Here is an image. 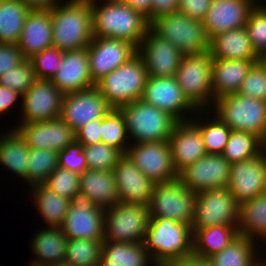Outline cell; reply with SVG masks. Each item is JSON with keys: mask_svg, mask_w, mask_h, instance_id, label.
<instances>
[{"mask_svg": "<svg viewBox=\"0 0 266 266\" xmlns=\"http://www.w3.org/2000/svg\"><path fill=\"white\" fill-rule=\"evenodd\" d=\"M93 37L112 38L133 44L137 49L150 23L124 1H106L102 6L90 0ZM100 6V7H99Z\"/></svg>", "mask_w": 266, "mask_h": 266, "instance_id": "cell-1", "label": "cell"}, {"mask_svg": "<svg viewBox=\"0 0 266 266\" xmlns=\"http://www.w3.org/2000/svg\"><path fill=\"white\" fill-rule=\"evenodd\" d=\"M52 47L66 52L88 47L93 39L90 0H71L51 9Z\"/></svg>", "mask_w": 266, "mask_h": 266, "instance_id": "cell-2", "label": "cell"}, {"mask_svg": "<svg viewBox=\"0 0 266 266\" xmlns=\"http://www.w3.org/2000/svg\"><path fill=\"white\" fill-rule=\"evenodd\" d=\"M193 232L185 223L167 218L150 219L144 244L154 265L193 255Z\"/></svg>", "mask_w": 266, "mask_h": 266, "instance_id": "cell-3", "label": "cell"}, {"mask_svg": "<svg viewBox=\"0 0 266 266\" xmlns=\"http://www.w3.org/2000/svg\"><path fill=\"white\" fill-rule=\"evenodd\" d=\"M147 77L145 63L137 53L128 62L103 77L95 86L112 108L119 109L141 99Z\"/></svg>", "mask_w": 266, "mask_h": 266, "instance_id": "cell-4", "label": "cell"}, {"mask_svg": "<svg viewBox=\"0 0 266 266\" xmlns=\"http://www.w3.org/2000/svg\"><path fill=\"white\" fill-rule=\"evenodd\" d=\"M124 116L128 136L134 143L168 140L179 122L170 113L144 102L142 99L119 108Z\"/></svg>", "mask_w": 266, "mask_h": 266, "instance_id": "cell-5", "label": "cell"}, {"mask_svg": "<svg viewBox=\"0 0 266 266\" xmlns=\"http://www.w3.org/2000/svg\"><path fill=\"white\" fill-rule=\"evenodd\" d=\"M216 114L231 130L249 132L266 144V101L228 94L214 100Z\"/></svg>", "mask_w": 266, "mask_h": 266, "instance_id": "cell-6", "label": "cell"}, {"mask_svg": "<svg viewBox=\"0 0 266 266\" xmlns=\"http://www.w3.org/2000/svg\"><path fill=\"white\" fill-rule=\"evenodd\" d=\"M160 37L177 47L183 55L199 54L209 50V38L203 21L175 12L165 14L150 23Z\"/></svg>", "mask_w": 266, "mask_h": 266, "instance_id": "cell-7", "label": "cell"}, {"mask_svg": "<svg viewBox=\"0 0 266 266\" xmlns=\"http://www.w3.org/2000/svg\"><path fill=\"white\" fill-rule=\"evenodd\" d=\"M195 201L196 193L189 190L178 178L155 183L148 204L150 219L167 218L191 227Z\"/></svg>", "mask_w": 266, "mask_h": 266, "instance_id": "cell-8", "label": "cell"}, {"mask_svg": "<svg viewBox=\"0 0 266 266\" xmlns=\"http://www.w3.org/2000/svg\"><path fill=\"white\" fill-rule=\"evenodd\" d=\"M149 220L147 205L117 202L105 209L103 241L144 242Z\"/></svg>", "mask_w": 266, "mask_h": 266, "instance_id": "cell-9", "label": "cell"}, {"mask_svg": "<svg viewBox=\"0 0 266 266\" xmlns=\"http://www.w3.org/2000/svg\"><path fill=\"white\" fill-rule=\"evenodd\" d=\"M212 61L208 51L183 55L175 75L184 95L198 110L214 103Z\"/></svg>", "mask_w": 266, "mask_h": 266, "instance_id": "cell-10", "label": "cell"}, {"mask_svg": "<svg viewBox=\"0 0 266 266\" xmlns=\"http://www.w3.org/2000/svg\"><path fill=\"white\" fill-rule=\"evenodd\" d=\"M239 204L229 188L196 193L192 232L215 225H238Z\"/></svg>", "mask_w": 266, "mask_h": 266, "instance_id": "cell-11", "label": "cell"}, {"mask_svg": "<svg viewBox=\"0 0 266 266\" xmlns=\"http://www.w3.org/2000/svg\"><path fill=\"white\" fill-rule=\"evenodd\" d=\"M104 217L105 209L79 191L72 197L60 228L67 239L104 240Z\"/></svg>", "mask_w": 266, "mask_h": 266, "instance_id": "cell-12", "label": "cell"}, {"mask_svg": "<svg viewBox=\"0 0 266 266\" xmlns=\"http://www.w3.org/2000/svg\"><path fill=\"white\" fill-rule=\"evenodd\" d=\"M130 145L125 155L154 183L169 182L178 178L168 140Z\"/></svg>", "mask_w": 266, "mask_h": 266, "instance_id": "cell-13", "label": "cell"}, {"mask_svg": "<svg viewBox=\"0 0 266 266\" xmlns=\"http://www.w3.org/2000/svg\"><path fill=\"white\" fill-rule=\"evenodd\" d=\"M113 108L96 86L64 94L60 118L75 132L89 122L102 119Z\"/></svg>", "mask_w": 266, "mask_h": 266, "instance_id": "cell-14", "label": "cell"}, {"mask_svg": "<svg viewBox=\"0 0 266 266\" xmlns=\"http://www.w3.org/2000/svg\"><path fill=\"white\" fill-rule=\"evenodd\" d=\"M227 187L239 205L264 194L266 190V148L253 158L231 164Z\"/></svg>", "mask_w": 266, "mask_h": 266, "instance_id": "cell-15", "label": "cell"}, {"mask_svg": "<svg viewBox=\"0 0 266 266\" xmlns=\"http://www.w3.org/2000/svg\"><path fill=\"white\" fill-rule=\"evenodd\" d=\"M230 167L222 154H206L181 170L178 179L194 193L223 188L228 184Z\"/></svg>", "mask_w": 266, "mask_h": 266, "instance_id": "cell-16", "label": "cell"}, {"mask_svg": "<svg viewBox=\"0 0 266 266\" xmlns=\"http://www.w3.org/2000/svg\"><path fill=\"white\" fill-rule=\"evenodd\" d=\"M87 52L90 75L96 84L114 69L128 62L138 53V49L123 40L93 37Z\"/></svg>", "mask_w": 266, "mask_h": 266, "instance_id": "cell-17", "label": "cell"}, {"mask_svg": "<svg viewBox=\"0 0 266 266\" xmlns=\"http://www.w3.org/2000/svg\"><path fill=\"white\" fill-rule=\"evenodd\" d=\"M63 97L51 80L37 79L21 96V124L60 118Z\"/></svg>", "mask_w": 266, "mask_h": 266, "instance_id": "cell-18", "label": "cell"}, {"mask_svg": "<svg viewBox=\"0 0 266 266\" xmlns=\"http://www.w3.org/2000/svg\"><path fill=\"white\" fill-rule=\"evenodd\" d=\"M141 99L160 110L170 113L178 121H186L184 111H200L184 95L175 76H148Z\"/></svg>", "mask_w": 266, "mask_h": 266, "instance_id": "cell-19", "label": "cell"}, {"mask_svg": "<svg viewBox=\"0 0 266 266\" xmlns=\"http://www.w3.org/2000/svg\"><path fill=\"white\" fill-rule=\"evenodd\" d=\"M148 76L174 77L180 65L183 54L169 41L148 29L138 47Z\"/></svg>", "mask_w": 266, "mask_h": 266, "instance_id": "cell-20", "label": "cell"}, {"mask_svg": "<svg viewBox=\"0 0 266 266\" xmlns=\"http://www.w3.org/2000/svg\"><path fill=\"white\" fill-rule=\"evenodd\" d=\"M15 130L32 149L60 152L76 141L75 131L61 118L23 123Z\"/></svg>", "mask_w": 266, "mask_h": 266, "instance_id": "cell-21", "label": "cell"}, {"mask_svg": "<svg viewBox=\"0 0 266 266\" xmlns=\"http://www.w3.org/2000/svg\"><path fill=\"white\" fill-rule=\"evenodd\" d=\"M255 5L253 0H213L203 20L208 38L245 27Z\"/></svg>", "mask_w": 266, "mask_h": 266, "instance_id": "cell-22", "label": "cell"}, {"mask_svg": "<svg viewBox=\"0 0 266 266\" xmlns=\"http://www.w3.org/2000/svg\"><path fill=\"white\" fill-rule=\"evenodd\" d=\"M119 202L147 205L155 183L123 155L113 168Z\"/></svg>", "mask_w": 266, "mask_h": 266, "instance_id": "cell-23", "label": "cell"}, {"mask_svg": "<svg viewBox=\"0 0 266 266\" xmlns=\"http://www.w3.org/2000/svg\"><path fill=\"white\" fill-rule=\"evenodd\" d=\"M189 121H179L168 139L177 173L207 154L200 129Z\"/></svg>", "mask_w": 266, "mask_h": 266, "instance_id": "cell-24", "label": "cell"}, {"mask_svg": "<svg viewBox=\"0 0 266 266\" xmlns=\"http://www.w3.org/2000/svg\"><path fill=\"white\" fill-rule=\"evenodd\" d=\"M51 81L63 94L95 86L90 75L87 47L64 52L62 65Z\"/></svg>", "mask_w": 266, "mask_h": 266, "instance_id": "cell-25", "label": "cell"}, {"mask_svg": "<svg viewBox=\"0 0 266 266\" xmlns=\"http://www.w3.org/2000/svg\"><path fill=\"white\" fill-rule=\"evenodd\" d=\"M16 45L27 60L52 47L51 10H31Z\"/></svg>", "mask_w": 266, "mask_h": 266, "instance_id": "cell-26", "label": "cell"}, {"mask_svg": "<svg viewBox=\"0 0 266 266\" xmlns=\"http://www.w3.org/2000/svg\"><path fill=\"white\" fill-rule=\"evenodd\" d=\"M257 60L213 59L212 61V92L213 99L239 91L242 81L246 78Z\"/></svg>", "mask_w": 266, "mask_h": 266, "instance_id": "cell-27", "label": "cell"}, {"mask_svg": "<svg viewBox=\"0 0 266 266\" xmlns=\"http://www.w3.org/2000/svg\"><path fill=\"white\" fill-rule=\"evenodd\" d=\"M208 52L212 59H258L245 27L212 37L209 40Z\"/></svg>", "mask_w": 266, "mask_h": 266, "instance_id": "cell-28", "label": "cell"}, {"mask_svg": "<svg viewBox=\"0 0 266 266\" xmlns=\"http://www.w3.org/2000/svg\"><path fill=\"white\" fill-rule=\"evenodd\" d=\"M80 191L85 193L96 206L103 209L119 202L115 177L110 170L83 171L80 174Z\"/></svg>", "mask_w": 266, "mask_h": 266, "instance_id": "cell-29", "label": "cell"}, {"mask_svg": "<svg viewBox=\"0 0 266 266\" xmlns=\"http://www.w3.org/2000/svg\"><path fill=\"white\" fill-rule=\"evenodd\" d=\"M238 225H215L193 231V255L208 260L238 236Z\"/></svg>", "mask_w": 266, "mask_h": 266, "instance_id": "cell-30", "label": "cell"}, {"mask_svg": "<svg viewBox=\"0 0 266 266\" xmlns=\"http://www.w3.org/2000/svg\"><path fill=\"white\" fill-rule=\"evenodd\" d=\"M67 238L60 227H48L36 233L32 250L36 258L32 264L50 266L65 261Z\"/></svg>", "mask_w": 266, "mask_h": 266, "instance_id": "cell-31", "label": "cell"}, {"mask_svg": "<svg viewBox=\"0 0 266 266\" xmlns=\"http://www.w3.org/2000/svg\"><path fill=\"white\" fill-rule=\"evenodd\" d=\"M149 259L152 257L147 252L144 242L104 241L99 266H147Z\"/></svg>", "mask_w": 266, "mask_h": 266, "instance_id": "cell-32", "label": "cell"}, {"mask_svg": "<svg viewBox=\"0 0 266 266\" xmlns=\"http://www.w3.org/2000/svg\"><path fill=\"white\" fill-rule=\"evenodd\" d=\"M237 228L239 235L249 239L266 238V193L239 205Z\"/></svg>", "mask_w": 266, "mask_h": 266, "instance_id": "cell-33", "label": "cell"}, {"mask_svg": "<svg viewBox=\"0 0 266 266\" xmlns=\"http://www.w3.org/2000/svg\"><path fill=\"white\" fill-rule=\"evenodd\" d=\"M33 201L49 227H60L68 213L71 200L54 193L44 184L32 186Z\"/></svg>", "mask_w": 266, "mask_h": 266, "instance_id": "cell-34", "label": "cell"}, {"mask_svg": "<svg viewBox=\"0 0 266 266\" xmlns=\"http://www.w3.org/2000/svg\"><path fill=\"white\" fill-rule=\"evenodd\" d=\"M31 9L22 0L0 1V43L17 44Z\"/></svg>", "mask_w": 266, "mask_h": 266, "instance_id": "cell-35", "label": "cell"}, {"mask_svg": "<svg viewBox=\"0 0 266 266\" xmlns=\"http://www.w3.org/2000/svg\"><path fill=\"white\" fill-rule=\"evenodd\" d=\"M8 133L0 137V163L27 181L29 147L15 129Z\"/></svg>", "mask_w": 266, "mask_h": 266, "instance_id": "cell-36", "label": "cell"}, {"mask_svg": "<svg viewBox=\"0 0 266 266\" xmlns=\"http://www.w3.org/2000/svg\"><path fill=\"white\" fill-rule=\"evenodd\" d=\"M254 241L239 235L222 251L210 257L208 261L212 266H261L263 261L261 262L255 257Z\"/></svg>", "mask_w": 266, "mask_h": 266, "instance_id": "cell-37", "label": "cell"}, {"mask_svg": "<svg viewBox=\"0 0 266 266\" xmlns=\"http://www.w3.org/2000/svg\"><path fill=\"white\" fill-rule=\"evenodd\" d=\"M265 148L266 144L256 135L231 130L222 155L230 164H233L259 155Z\"/></svg>", "mask_w": 266, "mask_h": 266, "instance_id": "cell-38", "label": "cell"}, {"mask_svg": "<svg viewBox=\"0 0 266 266\" xmlns=\"http://www.w3.org/2000/svg\"><path fill=\"white\" fill-rule=\"evenodd\" d=\"M103 240L67 239L65 261L75 266H99Z\"/></svg>", "mask_w": 266, "mask_h": 266, "instance_id": "cell-39", "label": "cell"}, {"mask_svg": "<svg viewBox=\"0 0 266 266\" xmlns=\"http://www.w3.org/2000/svg\"><path fill=\"white\" fill-rule=\"evenodd\" d=\"M57 167H59L58 152L29 148L27 171L29 185L43 184Z\"/></svg>", "mask_w": 266, "mask_h": 266, "instance_id": "cell-40", "label": "cell"}, {"mask_svg": "<svg viewBox=\"0 0 266 266\" xmlns=\"http://www.w3.org/2000/svg\"><path fill=\"white\" fill-rule=\"evenodd\" d=\"M127 127L120 109L110 110L101 119L102 142L118 149L123 155L127 152Z\"/></svg>", "mask_w": 266, "mask_h": 266, "instance_id": "cell-41", "label": "cell"}, {"mask_svg": "<svg viewBox=\"0 0 266 266\" xmlns=\"http://www.w3.org/2000/svg\"><path fill=\"white\" fill-rule=\"evenodd\" d=\"M192 122L200 129L207 154H222L229 140L231 129L216 115L209 123Z\"/></svg>", "mask_w": 266, "mask_h": 266, "instance_id": "cell-42", "label": "cell"}, {"mask_svg": "<svg viewBox=\"0 0 266 266\" xmlns=\"http://www.w3.org/2000/svg\"><path fill=\"white\" fill-rule=\"evenodd\" d=\"M86 157L87 169L110 170L117 165L123 154L116 148L103 142L91 145H82Z\"/></svg>", "mask_w": 266, "mask_h": 266, "instance_id": "cell-43", "label": "cell"}, {"mask_svg": "<svg viewBox=\"0 0 266 266\" xmlns=\"http://www.w3.org/2000/svg\"><path fill=\"white\" fill-rule=\"evenodd\" d=\"M37 80L30 60H23L0 76V85L18 92L21 96Z\"/></svg>", "mask_w": 266, "mask_h": 266, "instance_id": "cell-44", "label": "cell"}, {"mask_svg": "<svg viewBox=\"0 0 266 266\" xmlns=\"http://www.w3.org/2000/svg\"><path fill=\"white\" fill-rule=\"evenodd\" d=\"M245 28L257 55L266 51V6L256 4L249 13Z\"/></svg>", "mask_w": 266, "mask_h": 266, "instance_id": "cell-45", "label": "cell"}, {"mask_svg": "<svg viewBox=\"0 0 266 266\" xmlns=\"http://www.w3.org/2000/svg\"><path fill=\"white\" fill-rule=\"evenodd\" d=\"M63 54L58 48L50 47L30 58L36 78L51 80L62 65Z\"/></svg>", "mask_w": 266, "mask_h": 266, "instance_id": "cell-46", "label": "cell"}, {"mask_svg": "<svg viewBox=\"0 0 266 266\" xmlns=\"http://www.w3.org/2000/svg\"><path fill=\"white\" fill-rule=\"evenodd\" d=\"M43 184L54 193L71 200L80 191V175L57 167Z\"/></svg>", "mask_w": 266, "mask_h": 266, "instance_id": "cell-47", "label": "cell"}, {"mask_svg": "<svg viewBox=\"0 0 266 266\" xmlns=\"http://www.w3.org/2000/svg\"><path fill=\"white\" fill-rule=\"evenodd\" d=\"M237 94L266 101V72L258 63L252 66Z\"/></svg>", "mask_w": 266, "mask_h": 266, "instance_id": "cell-48", "label": "cell"}, {"mask_svg": "<svg viewBox=\"0 0 266 266\" xmlns=\"http://www.w3.org/2000/svg\"><path fill=\"white\" fill-rule=\"evenodd\" d=\"M58 163L60 168L80 175L87 169V162L82 150V144L75 141L64 150L58 152Z\"/></svg>", "mask_w": 266, "mask_h": 266, "instance_id": "cell-49", "label": "cell"}, {"mask_svg": "<svg viewBox=\"0 0 266 266\" xmlns=\"http://www.w3.org/2000/svg\"><path fill=\"white\" fill-rule=\"evenodd\" d=\"M213 0H179L177 12L183 13L188 17L203 21L211 7Z\"/></svg>", "mask_w": 266, "mask_h": 266, "instance_id": "cell-50", "label": "cell"}, {"mask_svg": "<svg viewBox=\"0 0 266 266\" xmlns=\"http://www.w3.org/2000/svg\"><path fill=\"white\" fill-rule=\"evenodd\" d=\"M25 60L16 44L0 43V76Z\"/></svg>", "mask_w": 266, "mask_h": 266, "instance_id": "cell-51", "label": "cell"}, {"mask_svg": "<svg viewBox=\"0 0 266 266\" xmlns=\"http://www.w3.org/2000/svg\"><path fill=\"white\" fill-rule=\"evenodd\" d=\"M76 142L91 145L102 142L101 119H96L79 128L76 132Z\"/></svg>", "mask_w": 266, "mask_h": 266, "instance_id": "cell-52", "label": "cell"}, {"mask_svg": "<svg viewBox=\"0 0 266 266\" xmlns=\"http://www.w3.org/2000/svg\"><path fill=\"white\" fill-rule=\"evenodd\" d=\"M179 0H152L150 13L146 16L149 23L158 17L175 13L178 10Z\"/></svg>", "mask_w": 266, "mask_h": 266, "instance_id": "cell-53", "label": "cell"}, {"mask_svg": "<svg viewBox=\"0 0 266 266\" xmlns=\"http://www.w3.org/2000/svg\"><path fill=\"white\" fill-rule=\"evenodd\" d=\"M18 97H21L18 92L0 85V114L8 112Z\"/></svg>", "mask_w": 266, "mask_h": 266, "instance_id": "cell-54", "label": "cell"}, {"mask_svg": "<svg viewBox=\"0 0 266 266\" xmlns=\"http://www.w3.org/2000/svg\"><path fill=\"white\" fill-rule=\"evenodd\" d=\"M31 10H51L60 5L59 0H22Z\"/></svg>", "mask_w": 266, "mask_h": 266, "instance_id": "cell-55", "label": "cell"}, {"mask_svg": "<svg viewBox=\"0 0 266 266\" xmlns=\"http://www.w3.org/2000/svg\"><path fill=\"white\" fill-rule=\"evenodd\" d=\"M152 0H124L134 10L142 13L145 17L150 13Z\"/></svg>", "mask_w": 266, "mask_h": 266, "instance_id": "cell-56", "label": "cell"}, {"mask_svg": "<svg viewBox=\"0 0 266 266\" xmlns=\"http://www.w3.org/2000/svg\"><path fill=\"white\" fill-rule=\"evenodd\" d=\"M156 266H193V255L181 259L162 261Z\"/></svg>", "mask_w": 266, "mask_h": 266, "instance_id": "cell-57", "label": "cell"}, {"mask_svg": "<svg viewBox=\"0 0 266 266\" xmlns=\"http://www.w3.org/2000/svg\"><path fill=\"white\" fill-rule=\"evenodd\" d=\"M193 266H212L208 260L200 259L193 255Z\"/></svg>", "mask_w": 266, "mask_h": 266, "instance_id": "cell-58", "label": "cell"}, {"mask_svg": "<svg viewBox=\"0 0 266 266\" xmlns=\"http://www.w3.org/2000/svg\"><path fill=\"white\" fill-rule=\"evenodd\" d=\"M257 63L266 72V51H264L260 55H258Z\"/></svg>", "mask_w": 266, "mask_h": 266, "instance_id": "cell-59", "label": "cell"}, {"mask_svg": "<svg viewBox=\"0 0 266 266\" xmlns=\"http://www.w3.org/2000/svg\"><path fill=\"white\" fill-rule=\"evenodd\" d=\"M50 266H75V265L70 264L67 261H63V262H60V263H57V264H53V265H50Z\"/></svg>", "mask_w": 266, "mask_h": 266, "instance_id": "cell-60", "label": "cell"}, {"mask_svg": "<svg viewBox=\"0 0 266 266\" xmlns=\"http://www.w3.org/2000/svg\"><path fill=\"white\" fill-rule=\"evenodd\" d=\"M105 1V0H104ZM106 1H124V0H106Z\"/></svg>", "mask_w": 266, "mask_h": 266, "instance_id": "cell-61", "label": "cell"}, {"mask_svg": "<svg viewBox=\"0 0 266 266\" xmlns=\"http://www.w3.org/2000/svg\"><path fill=\"white\" fill-rule=\"evenodd\" d=\"M261 266H266V262H265V260H264V262H263V264H262Z\"/></svg>", "mask_w": 266, "mask_h": 266, "instance_id": "cell-62", "label": "cell"}]
</instances>
